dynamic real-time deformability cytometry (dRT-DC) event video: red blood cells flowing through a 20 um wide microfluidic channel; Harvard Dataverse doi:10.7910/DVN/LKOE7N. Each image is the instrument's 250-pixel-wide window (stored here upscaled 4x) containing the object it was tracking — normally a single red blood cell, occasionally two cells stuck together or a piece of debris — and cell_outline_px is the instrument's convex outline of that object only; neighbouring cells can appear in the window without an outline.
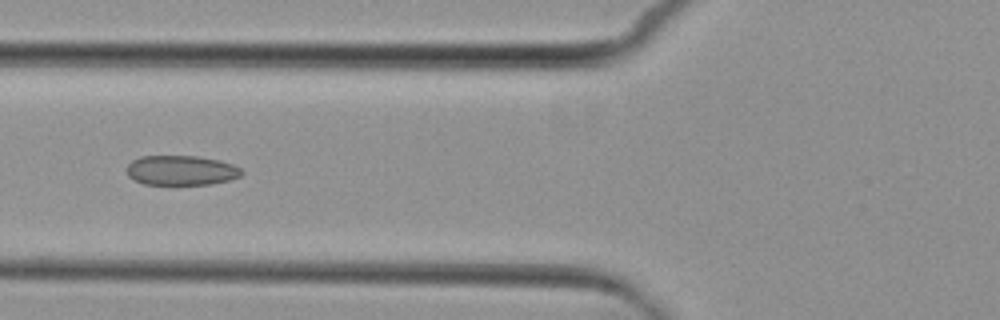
{"species": "common noctule bat (a hibernating species)", "species_latin": "Nyctalus noctula", "temperature_condition": "cold", "stored_images_in_passage": 7, "camera_frame_rate_fps": 3000, "um_per_image_px": 0.085, "animal": {"sex": "female", "body_mass_g": 29.2, "forearm_length_mm": 56.3}, "frame": {"image": 1, "passage_image": 6, "time_ms": 6.0, "image_size_px": [1000, 320], "cell_outline_px": [[244, 172], [240, 176], [228, 180], [212, 184], [144, 184], [128, 176], [128, 164], [132, 160], [140, 156], [196, 156], [220, 160], [232, 164], [240, 168]], "centroid_in_image_um": [15.42, 14.47], "position_along_channel_um": 110.4, "area_um2": 19.83}}
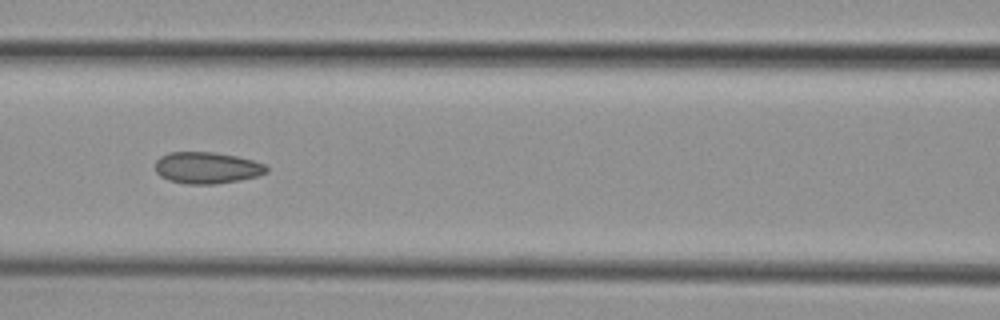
{"frame": {"image": 2, "passage_image": 7, "time_ms": 7.0, "image_size_px": [1000, 320], "cell_outline_px": [[268, 172], [256, 176], [240, 180], [216, 184], [184, 184], [168, 180], [160, 176], [156, 172], [156, 160], [160, 156], [168, 152], [212, 152], [236, 156], [252, 160], [264, 164], [268, 168]], "centroid_in_image_um": [17.56, 14.27], "position_along_channel_um": 149.0, "area_um2": 20.52}}